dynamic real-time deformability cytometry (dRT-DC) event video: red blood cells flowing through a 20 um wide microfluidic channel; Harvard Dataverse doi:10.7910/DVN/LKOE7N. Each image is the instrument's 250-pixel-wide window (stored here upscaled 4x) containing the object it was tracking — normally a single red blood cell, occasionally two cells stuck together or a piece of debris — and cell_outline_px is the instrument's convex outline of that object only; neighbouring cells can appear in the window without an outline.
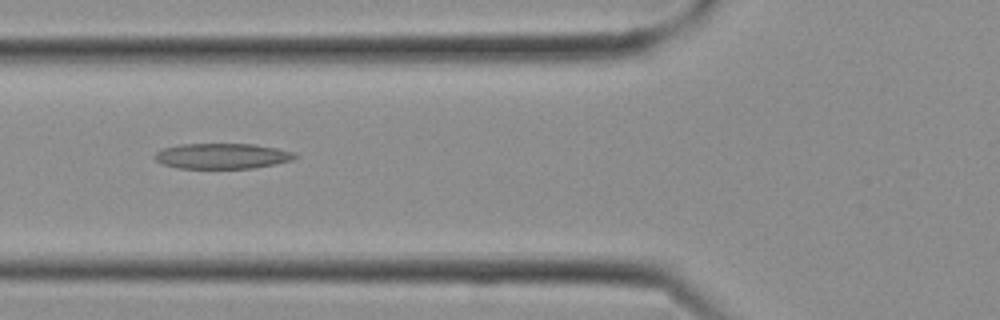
{"species": "Egyptian fruit bat (a non-hibernating species)", "species_latin": "Rousettus aegyptiacus", "temperature_condition": "cold", "stored_images_in_passage": 27, "camera_frame_rate_fps": 3000, "um_per_image_px": 0.085, "frame": {"image": 1, "passage_image": 10, "time_ms": 3.0, "image_size_px": [1000, 320], "cell_outline_px": [[300, 156], [292, 160], [276, 164], [252, 168], [176, 168], [164, 164], [156, 160], [152, 156], [156, 152], [164, 148], [180, 144], [252, 144], [276, 148], [296, 152]], "centroid_in_image_um": [18.91, 13.26], "position_along_channel_um": 106.9, "area_um2": 20.87}}
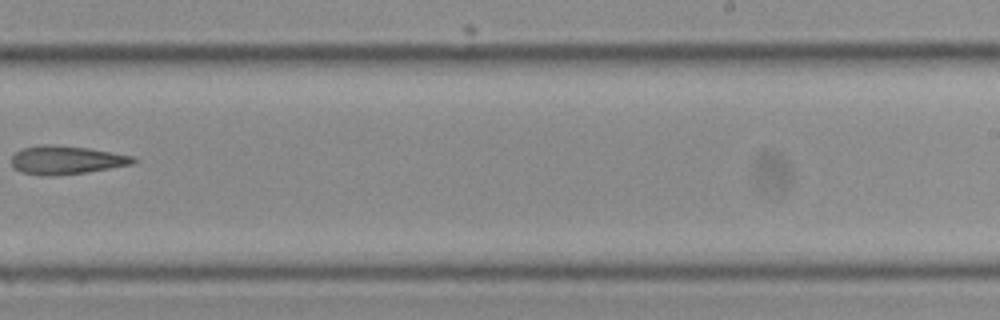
{"frame": {"image": 2, "passage_image": 17, "time_ms": 5.333, "image_size_px": [1000, 320], "cell_outline_px": [[140, 160], [136, 164], [88, 172], [56, 176], [40, 176], [20, 172], [12, 168], [12, 156], [16, 152], [24, 148], [40, 144], [48, 144], [88, 148], [136, 156]], "centroid_in_image_um": [5.69, 13.62], "position_along_channel_um": 283.3, "area_um2": 20.69}}
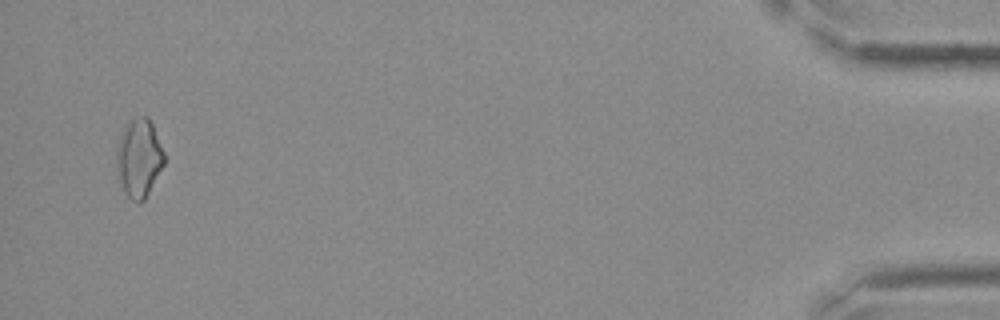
{"frame": {"image": 3, "passage_image": 26, "time_ms": 8.333, "image_size_px": [1000, 320], "cell_outline_px": [[164, 164], [144, 200], [140, 204], [136, 204], [128, 196], [120, 184], [116, 168], [116, 152], [120, 136], [124, 124], [128, 120], [136, 116], [148, 116], [152, 124], [164, 152]], "centroid_in_image_um": [11.79, 13.42], "position_along_channel_um": 423.4, "area_um2": 21.91}}